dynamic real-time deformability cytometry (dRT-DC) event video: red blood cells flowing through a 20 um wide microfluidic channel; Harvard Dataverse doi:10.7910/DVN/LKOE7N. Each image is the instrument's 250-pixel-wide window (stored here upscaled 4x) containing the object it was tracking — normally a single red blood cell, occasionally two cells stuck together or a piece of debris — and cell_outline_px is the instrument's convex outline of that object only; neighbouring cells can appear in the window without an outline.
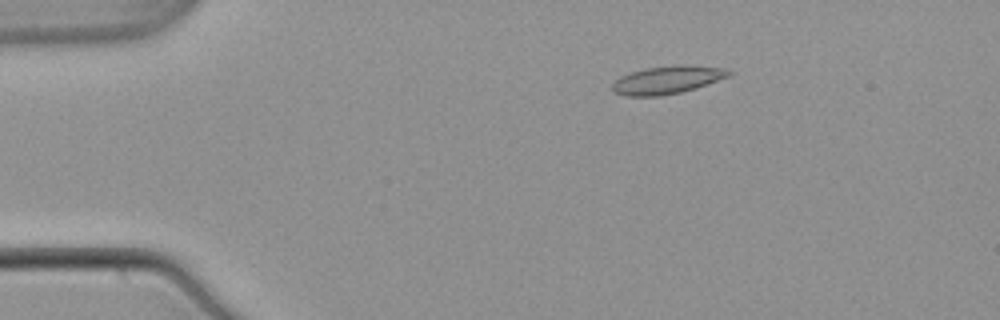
{"species": "common noctule bat (a hibernating species)", "species_latin": "Nyctalus noctula", "temperature_condition": "warm", "stored_images_in_passage": 54, "camera_frame_rate_fps": 3000, "um_per_image_px": 0.085, "animal": {"sex": "male", "body_mass_g": 21.5, "forearm_length_mm": 52.0}, "frame": {"image": 1, "passage_image": 10, "time_ms": 3.0, "image_size_px": [1000, 320], "cell_outline_px": [[732, 72], [728, 76], [696, 88], [680, 92], [660, 96], [628, 96], [616, 92], [612, 88], [612, 84], [620, 76], [644, 68], [724, 68]], "centroid_in_image_um": [56.62, 6.86], "position_along_channel_um": 28.4, "area_um2": 17.57}}
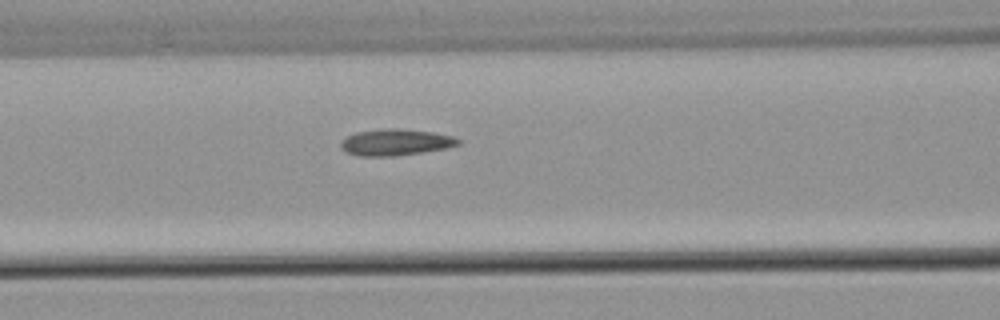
{"frame": {"image": 2, "passage_image": 23, "time_ms": 7.333, "image_size_px": [1000, 320], "cell_outline_px": [[460, 144], [448, 148], [396, 156], [360, 156], [348, 152], [340, 148], [340, 140], [356, 132], [384, 128], [400, 128], [432, 132], [452, 136], [460, 140]], "centroid_in_image_um": [33.62, 12.09], "position_along_channel_um": 133.0, "area_um2": 18.15}}
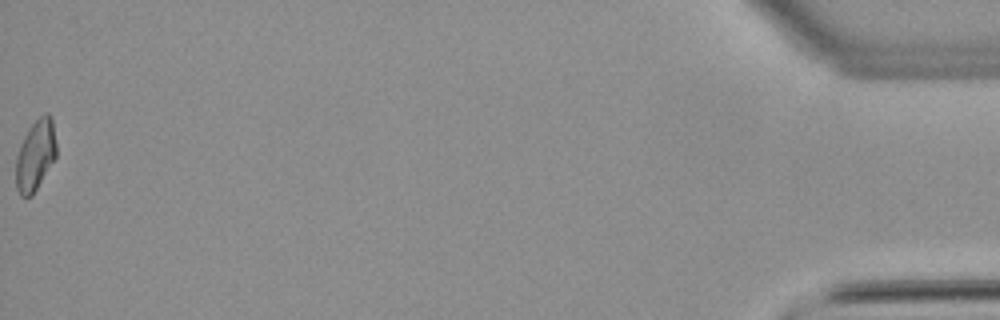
{"frame": {"image": 3, "passage_image": 54, "time_ms": 17.667, "image_size_px": [1000, 320], "cell_outline_px": [[56, 156], [32, 196], [20, 196], [16, 188], [16, 156], [24, 136], [28, 128], [44, 112], [48, 112], [52, 116], [56, 144]], "centroid_in_image_um": [3.01, 13.17], "position_along_channel_um": 432.2, "area_um2": 16.65}, "authors_computed_cell_mechanics": {"area_um2": 17.4267, "velocity_mm_per_s": 3.8755, "shape_relaxation_time_tau1_ms": null, "shape_relaxation_time_tau2_ms": 4.1625, "deformation_change_tau1": null, "deformation_change_tau2": 0.1125}}